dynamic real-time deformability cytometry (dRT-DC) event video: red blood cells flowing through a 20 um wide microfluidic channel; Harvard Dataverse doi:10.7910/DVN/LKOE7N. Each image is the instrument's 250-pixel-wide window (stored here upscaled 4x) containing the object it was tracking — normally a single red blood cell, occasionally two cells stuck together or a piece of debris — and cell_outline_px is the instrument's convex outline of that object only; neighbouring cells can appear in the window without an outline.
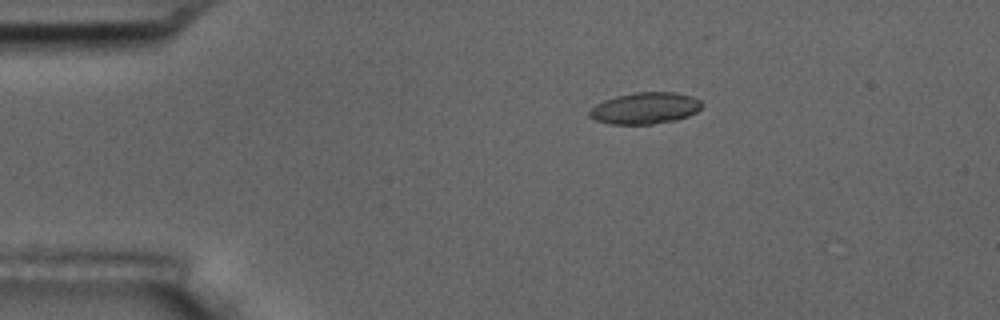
{"species": "common noctule bat (a hibernating species)", "species_latin": "Nyctalus noctula", "temperature_condition": "room temperature", "stored_images_in_passage": 2, "camera_frame_rate_fps": 3000, "um_per_image_px": 0.085, "animal": {"sex": "male", "body_mass_g": 17.5, "forearm_length_mm": 52.3}, "frame": {"image": 1, "passage_image": 1, "time_ms": 0.0, "image_size_px": [1000, 320], "cell_outline_px": [[704, 104], [696, 112], [688, 116], [676, 120], [652, 124], [612, 124], [596, 120], [588, 116], [588, 112], [596, 104], [604, 100], [616, 96], [636, 92], [676, 92], [692, 96], [700, 100]], "centroid_in_image_um": [54.85, 9.19], "position_along_channel_um": 30.2, "area_um2": 20.69}}